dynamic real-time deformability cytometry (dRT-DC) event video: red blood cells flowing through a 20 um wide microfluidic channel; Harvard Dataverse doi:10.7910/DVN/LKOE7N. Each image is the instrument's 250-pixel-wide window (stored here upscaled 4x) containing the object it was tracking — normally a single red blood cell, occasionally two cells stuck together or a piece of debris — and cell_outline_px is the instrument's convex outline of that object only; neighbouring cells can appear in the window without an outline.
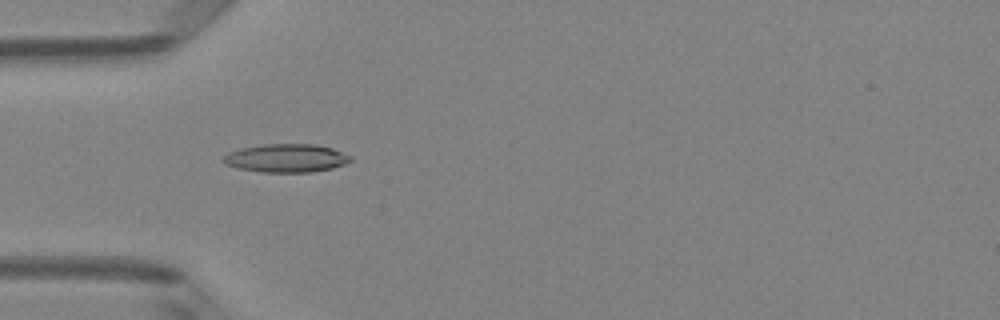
{"species": "Egyptian fruit bat (a non-hibernating species)", "species_latin": "Rousettus aegyptiacus", "temperature_condition": "room temperature", "stored_images_in_passage": 5, "camera_frame_rate_fps": 3000, "um_per_image_px": 0.085, "animal": {"sex": "female"}, "frame": {"image": 1, "passage_image": 4, "time_ms": 1.0, "image_size_px": [1000, 320], "cell_outline_px": [[352, 160], [344, 164], [332, 168], [312, 172], [264, 172], [240, 168], [228, 164], [220, 160], [228, 152], [240, 148], [264, 144], [316, 144], [332, 148], [352, 156]], "centroid_in_image_um": [24.35, 13.43], "position_along_channel_um": 60.7, "area_um2": 20.92}}
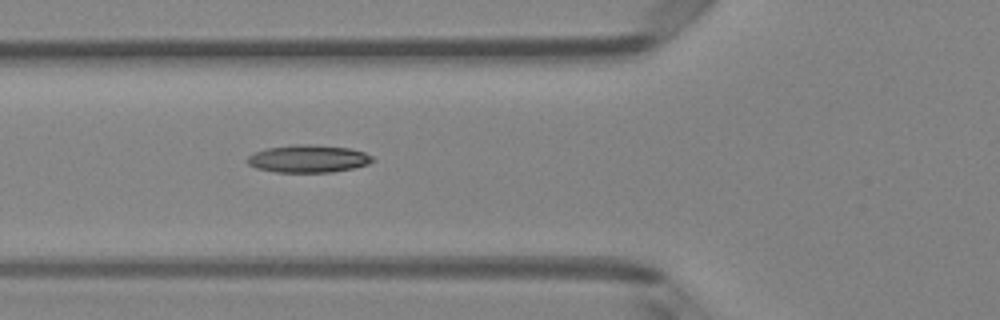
{"frame": {"image": 2, "passage_image": 5, "time_ms": 1.333, "image_size_px": [1000, 320], "cell_outline_px": [[376, 160], [368, 164], [352, 168], [332, 172], [276, 172], [256, 168], [248, 164], [244, 160], [248, 156], [256, 152], [268, 148], [292, 144], [308, 144], [348, 148], [364, 152], [372, 156]], "centroid_in_image_um": [26.19, 13.49], "position_along_channel_um": 99.6, "area_um2": 20.11}}